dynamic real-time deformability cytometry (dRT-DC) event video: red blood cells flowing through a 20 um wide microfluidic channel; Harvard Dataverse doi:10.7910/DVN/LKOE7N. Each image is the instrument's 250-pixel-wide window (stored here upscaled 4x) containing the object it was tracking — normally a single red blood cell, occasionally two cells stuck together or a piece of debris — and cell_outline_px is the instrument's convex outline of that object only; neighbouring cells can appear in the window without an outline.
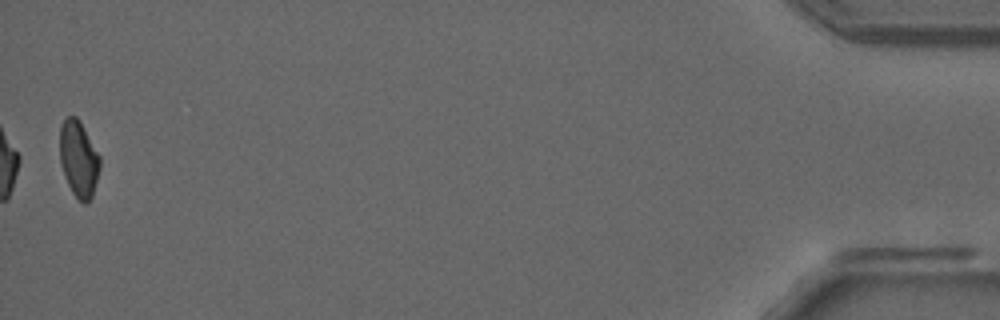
{"species": "common noctule bat (a hibernating species)", "species_latin": "Nyctalus noctula", "temperature_condition": "room temperature", "stored_images_in_passage": 43, "camera_frame_rate_fps": 3000, "um_per_image_px": 0.085, "animal": {"sex": "male", "forearm_length_mm": 52.5}, "frame": {"image": 1, "passage_image": 43, "time_ms": 14.0, "image_size_px": [1000, 320], "cell_outline_px": [[100, 168], [92, 196], [88, 204], [84, 204], [72, 192], [68, 184], [60, 164], [60, 124], [68, 116], [76, 116], [80, 120], [100, 156]], "centroid_in_image_um": [6.69, 13.49], "position_along_channel_um": 428.5, "area_um2": 17.86}, "authors_computed_cell_mechanics": {"area_um2": 18.5538, "velocity_mm_per_s": 3.8986, "shape_relaxation_time_tau1_ms": null, "shape_relaxation_time_tau2_ms": 3.6096, "deformation_change_tau1": null, "deformation_change_tau2": 0.0963}}